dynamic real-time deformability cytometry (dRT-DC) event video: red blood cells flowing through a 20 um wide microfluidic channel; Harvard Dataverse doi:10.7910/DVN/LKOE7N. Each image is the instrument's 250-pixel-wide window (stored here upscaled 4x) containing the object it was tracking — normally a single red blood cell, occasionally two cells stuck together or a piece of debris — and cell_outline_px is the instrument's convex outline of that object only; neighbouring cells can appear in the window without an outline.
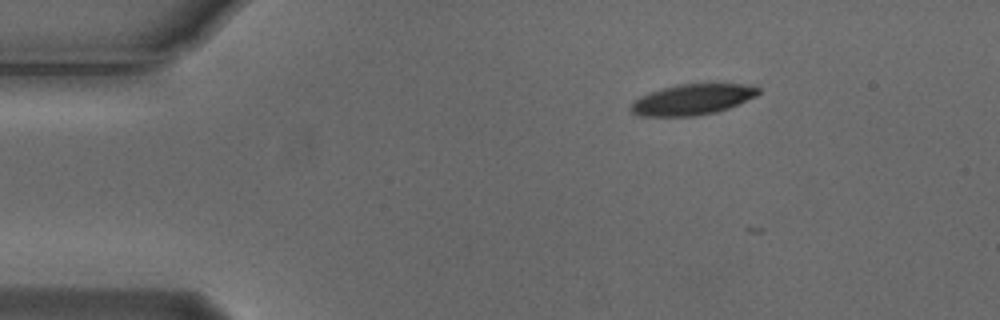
{"species": "Egyptian fruit bat (a non-hibernating species)", "species_latin": "Rousettus aegyptiacus", "temperature_condition": "cold", "stored_images_in_passage": 4, "camera_frame_rate_fps": 3000, "um_per_image_px": 0.085, "animal": {"sex": "male"}, "frame": {"image": 1, "passage_image": 2, "time_ms": 0.333, "image_size_px": [1000, 320], "cell_outline_px": [[760, 92], [756, 96], [728, 108], [716, 112], [696, 116], [640, 116], [632, 112], [628, 108], [640, 96], [648, 92], [676, 84], [756, 84], [760, 88]], "centroid_in_image_um": [58.86, 8.45], "position_along_channel_um": 26.1, "area_um2": 22.95}}